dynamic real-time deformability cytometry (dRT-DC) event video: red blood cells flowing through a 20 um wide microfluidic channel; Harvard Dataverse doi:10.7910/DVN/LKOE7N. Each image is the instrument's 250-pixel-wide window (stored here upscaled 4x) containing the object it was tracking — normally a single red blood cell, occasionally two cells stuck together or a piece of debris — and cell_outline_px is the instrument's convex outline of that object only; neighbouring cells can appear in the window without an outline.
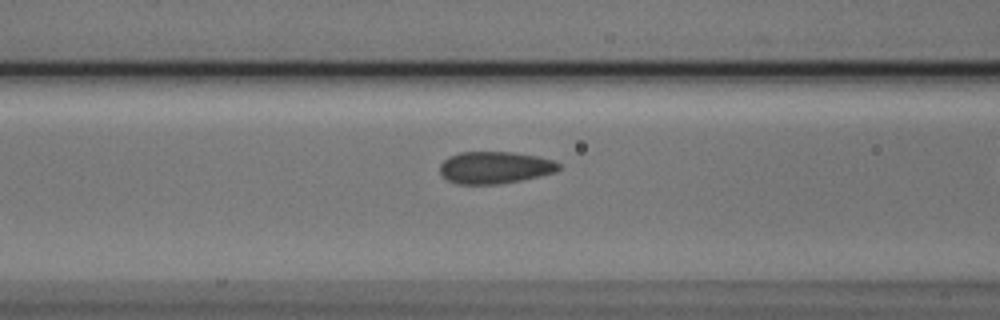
{"species": "Egyptian fruit bat (a non-hibernating species)", "species_latin": "Rousettus aegyptiacus", "temperature_condition": "cold", "stored_images_in_passage": 8, "camera_frame_rate_fps": 3000, "um_per_image_px": 0.085, "animal": {"sex": "male"}, "frame": {"image": 1, "passage_image": 7, "time_ms": 2.0, "image_size_px": [1000, 320], "cell_outline_px": [[560, 168], [556, 172], [540, 176], [500, 184], [456, 184], [440, 176], [440, 164], [448, 156], [460, 152], [512, 152], [536, 156], [552, 160], [560, 164]], "centroid_in_image_um": [42.03, 14.24], "position_along_channel_um": 124.6, "area_um2": 22.31}}